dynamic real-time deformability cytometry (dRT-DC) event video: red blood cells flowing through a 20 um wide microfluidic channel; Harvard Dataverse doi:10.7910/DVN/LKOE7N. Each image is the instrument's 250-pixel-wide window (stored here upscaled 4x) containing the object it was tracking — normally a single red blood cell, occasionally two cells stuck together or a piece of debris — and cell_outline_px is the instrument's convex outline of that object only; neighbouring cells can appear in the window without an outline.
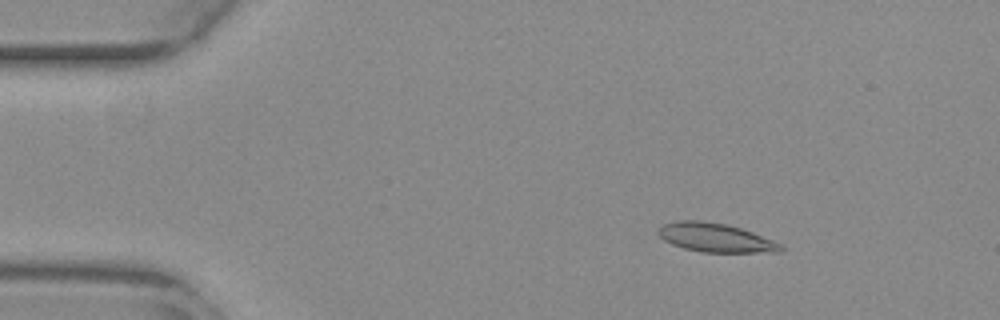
{"species": "common noctule bat (a hibernating species)", "species_latin": "Nyctalus noctula", "temperature_condition": "warm", "stored_images_in_passage": 53, "camera_frame_rate_fps": 3000, "um_per_image_px": 0.085, "animal": {"sex": "female", "body_mass_g": 29.2, "forearm_length_mm": 56.3}, "frame": {"image": 1, "passage_image": 7, "time_ms": 2.0, "image_size_px": [1000, 320], "cell_outline_px": [[784, 248], [780, 252], [700, 252], [684, 248], [672, 244], [664, 240], [656, 232], [656, 228], [664, 224], [676, 220], [700, 220], [728, 224], [752, 232], [772, 240], [780, 244]], "centroid_in_image_um": [60.77, 20.19], "position_along_channel_um": 24.2, "area_um2": 20.63}}
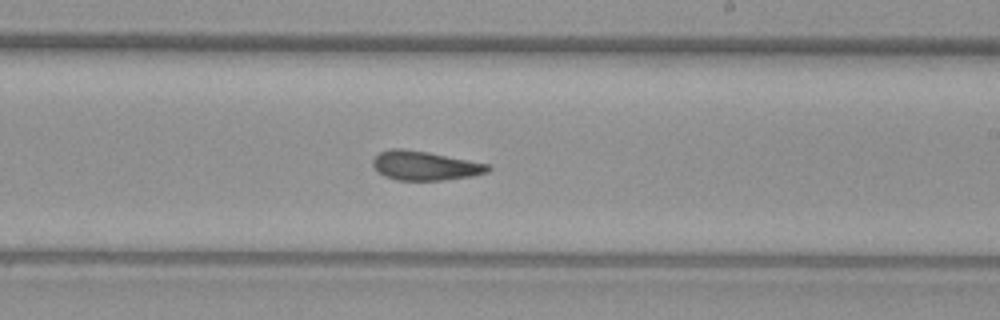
{"frame": {"image": 2, "passage_image": 31, "time_ms": 10.0, "image_size_px": [1000, 320], "cell_outline_px": [[492, 168], [488, 172], [472, 176], [444, 180], [396, 180], [384, 176], [372, 164], [372, 160], [380, 152], [388, 148], [404, 148], [428, 152], [492, 164]], "centroid_in_image_um": [36.16, 14.07], "position_along_channel_um": 252.8, "area_um2": 19.77}}
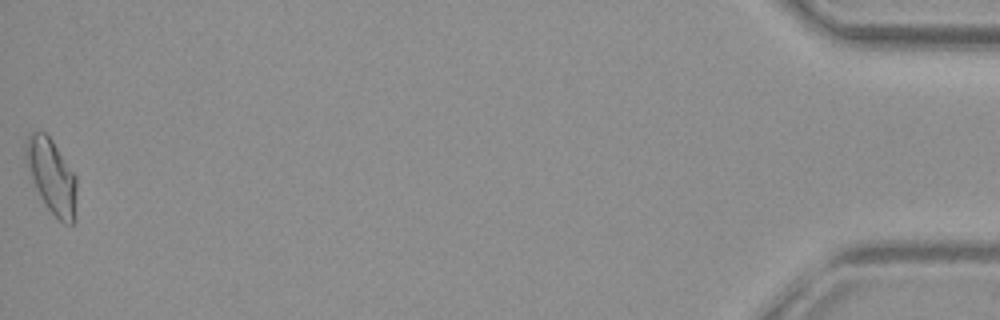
{"frame": {"image": 3, "passage_image": 53, "time_ms": 17.333, "image_size_px": [1000, 320], "cell_outline_px": [[76, 220], [72, 224], [64, 224], [44, 204], [32, 180], [24, 148], [28, 136], [32, 132], [44, 132], [52, 140], [76, 176]], "centroid_in_image_um": [4.42, 15.01], "position_along_channel_um": 430.8, "area_um2": 21.73}, "authors_computed_cell_mechanics": {"area_um2": 19.941, "velocity_mm_per_s": 3.8354, "shape_relaxation_time_tau1_ms": null, "shape_relaxation_time_tau2_ms": 3.7718, "deformation_change_tau1": null, "deformation_change_tau2": 0.1174}}